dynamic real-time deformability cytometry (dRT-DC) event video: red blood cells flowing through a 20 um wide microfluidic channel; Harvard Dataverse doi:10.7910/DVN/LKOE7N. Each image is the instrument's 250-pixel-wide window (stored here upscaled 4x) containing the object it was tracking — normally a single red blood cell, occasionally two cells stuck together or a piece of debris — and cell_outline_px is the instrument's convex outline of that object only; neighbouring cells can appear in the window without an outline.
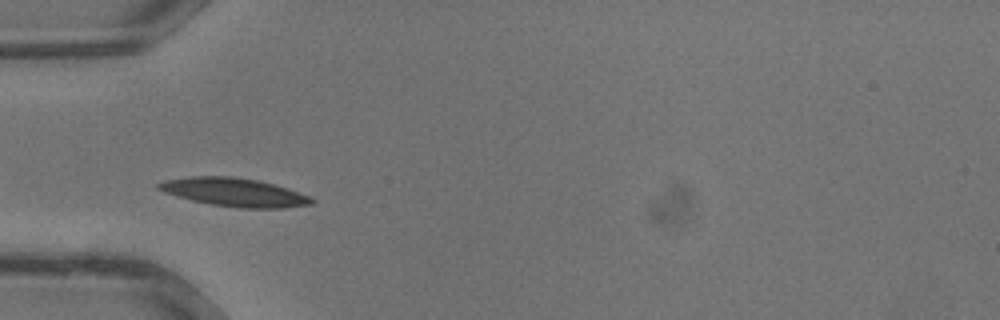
{"species": "common noctule bat (a hibernating species)", "species_latin": "Nyctalus noctula", "temperature_condition": "warm", "stored_images_in_passage": 19, "camera_frame_rate_fps": 3000, "um_per_image_px": 0.085, "animal": {"sex": "male", "body_mass_g": 13.3}, "frame": {"image": 1, "passage_image": 6, "time_ms": 1.667, "image_size_px": [1000, 320], "cell_outline_px": [[316, 200], [312, 204], [284, 208], [240, 208], [212, 204], [192, 200], [164, 192], [156, 188], [156, 184], [164, 180], [192, 176], [232, 176], [256, 180], [288, 188], [308, 196]], "centroid_in_image_um": [19.9, 16.34], "position_along_channel_um": 65.1, "area_um2": 25.14}}
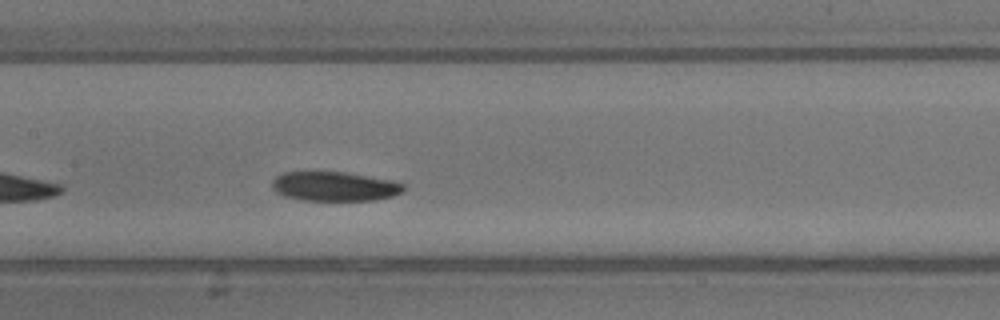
{"frame": {"image": 2, "passage_image": 12, "time_ms": 3.667, "image_size_px": [1000, 320], "cell_outline_px": [[404, 192], [392, 196], [372, 200], [304, 200], [284, 196], [276, 192], [272, 188], [272, 180], [276, 176], [284, 172], [344, 172], [388, 180], [404, 184]], "centroid_in_image_um": [28.4, 15.84], "position_along_channel_um": 179.0, "area_um2": 22.25}}
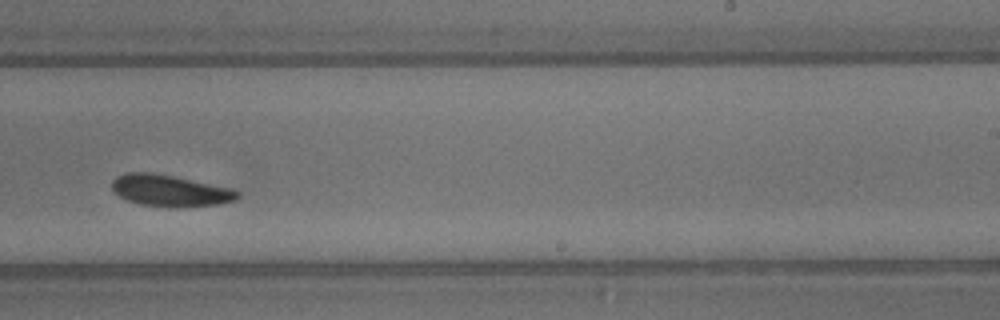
{"frame": {"image": 3, "passage_image": 17, "time_ms": 5.333, "image_size_px": [1000, 320], "cell_outline_px": [[240, 196], [236, 200], [220, 204], [176, 208], [140, 204], [128, 200], [120, 196], [112, 188], [112, 180], [116, 176], [124, 172], [148, 172], [172, 176], [232, 188], [240, 192]], "centroid_in_image_um": [14.47, 16.21], "position_along_channel_um": 274.5, "area_um2": 23.12}}